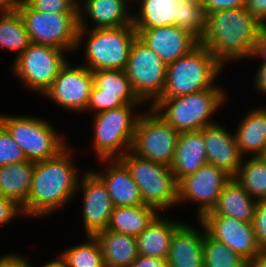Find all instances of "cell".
Wrapping results in <instances>:
<instances>
[{
	"instance_id": "10",
	"label": "cell",
	"mask_w": 266,
	"mask_h": 267,
	"mask_svg": "<svg viewBox=\"0 0 266 267\" xmlns=\"http://www.w3.org/2000/svg\"><path fill=\"white\" fill-rule=\"evenodd\" d=\"M120 160L130 170L144 204L162 212L178 204V182L170 167L139 157L130 150Z\"/></svg>"
},
{
	"instance_id": "16",
	"label": "cell",
	"mask_w": 266,
	"mask_h": 267,
	"mask_svg": "<svg viewBox=\"0 0 266 267\" xmlns=\"http://www.w3.org/2000/svg\"><path fill=\"white\" fill-rule=\"evenodd\" d=\"M92 76L93 87L86 113L91 110L97 114L130 103H143L134 93L124 70H97L92 72Z\"/></svg>"
},
{
	"instance_id": "36",
	"label": "cell",
	"mask_w": 266,
	"mask_h": 267,
	"mask_svg": "<svg viewBox=\"0 0 266 267\" xmlns=\"http://www.w3.org/2000/svg\"><path fill=\"white\" fill-rule=\"evenodd\" d=\"M31 8L44 13H79L74 0H24Z\"/></svg>"
},
{
	"instance_id": "23",
	"label": "cell",
	"mask_w": 266,
	"mask_h": 267,
	"mask_svg": "<svg viewBox=\"0 0 266 267\" xmlns=\"http://www.w3.org/2000/svg\"><path fill=\"white\" fill-rule=\"evenodd\" d=\"M198 221L203 230L191 227L192 225L184 222L174 232L166 259L168 267H204L203 240L205 226L199 219Z\"/></svg>"
},
{
	"instance_id": "12",
	"label": "cell",
	"mask_w": 266,
	"mask_h": 267,
	"mask_svg": "<svg viewBox=\"0 0 266 267\" xmlns=\"http://www.w3.org/2000/svg\"><path fill=\"white\" fill-rule=\"evenodd\" d=\"M124 72L134 93L148 107L162 96L167 65L138 37L134 40Z\"/></svg>"
},
{
	"instance_id": "30",
	"label": "cell",
	"mask_w": 266,
	"mask_h": 267,
	"mask_svg": "<svg viewBox=\"0 0 266 267\" xmlns=\"http://www.w3.org/2000/svg\"><path fill=\"white\" fill-rule=\"evenodd\" d=\"M34 167L35 163L29 160L0 166V196L23 205L30 192Z\"/></svg>"
},
{
	"instance_id": "3",
	"label": "cell",
	"mask_w": 266,
	"mask_h": 267,
	"mask_svg": "<svg viewBox=\"0 0 266 267\" xmlns=\"http://www.w3.org/2000/svg\"><path fill=\"white\" fill-rule=\"evenodd\" d=\"M226 92L213 87L177 97H160L151 108L179 133L199 131L217 123L211 117L226 103Z\"/></svg>"
},
{
	"instance_id": "21",
	"label": "cell",
	"mask_w": 266,
	"mask_h": 267,
	"mask_svg": "<svg viewBox=\"0 0 266 267\" xmlns=\"http://www.w3.org/2000/svg\"><path fill=\"white\" fill-rule=\"evenodd\" d=\"M108 164L105 171H94L105 183L114 207L143 205L138 185L132 179L130 170L120 159H101ZM107 162V163H106Z\"/></svg>"
},
{
	"instance_id": "37",
	"label": "cell",
	"mask_w": 266,
	"mask_h": 267,
	"mask_svg": "<svg viewBox=\"0 0 266 267\" xmlns=\"http://www.w3.org/2000/svg\"><path fill=\"white\" fill-rule=\"evenodd\" d=\"M253 227L261 250L266 252V199L257 201Z\"/></svg>"
},
{
	"instance_id": "22",
	"label": "cell",
	"mask_w": 266,
	"mask_h": 267,
	"mask_svg": "<svg viewBox=\"0 0 266 267\" xmlns=\"http://www.w3.org/2000/svg\"><path fill=\"white\" fill-rule=\"evenodd\" d=\"M132 1L133 0H85L81 2L78 7L79 26L87 27V23L90 20L94 23L91 29L114 28L132 24L134 13L131 12V7L128 5ZM84 14H86L87 17Z\"/></svg>"
},
{
	"instance_id": "24",
	"label": "cell",
	"mask_w": 266,
	"mask_h": 267,
	"mask_svg": "<svg viewBox=\"0 0 266 267\" xmlns=\"http://www.w3.org/2000/svg\"><path fill=\"white\" fill-rule=\"evenodd\" d=\"M206 163L208 161L203 129L180 133L174 158L170 165L177 182L188 175L196 173Z\"/></svg>"
},
{
	"instance_id": "14",
	"label": "cell",
	"mask_w": 266,
	"mask_h": 267,
	"mask_svg": "<svg viewBox=\"0 0 266 267\" xmlns=\"http://www.w3.org/2000/svg\"><path fill=\"white\" fill-rule=\"evenodd\" d=\"M92 87V71L83 64L73 66L67 61L43 95L71 113L84 114Z\"/></svg>"
},
{
	"instance_id": "28",
	"label": "cell",
	"mask_w": 266,
	"mask_h": 267,
	"mask_svg": "<svg viewBox=\"0 0 266 267\" xmlns=\"http://www.w3.org/2000/svg\"><path fill=\"white\" fill-rule=\"evenodd\" d=\"M106 267H130L139 256L136 237L109 229L98 232Z\"/></svg>"
},
{
	"instance_id": "33",
	"label": "cell",
	"mask_w": 266,
	"mask_h": 267,
	"mask_svg": "<svg viewBox=\"0 0 266 267\" xmlns=\"http://www.w3.org/2000/svg\"><path fill=\"white\" fill-rule=\"evenodd\" d=\"M31 44L18 11L0 14V48L17 51L18 57Z\"/></svg>"
},
{
	"instance_id": "19",
	"label": "cell",
	"mask_w": 266,
	"mask_h": 267,
	"mask_svg": "<svg viewBox=\"0 0 266 267\" xmlns=\"http://www.w3.org/2000/svg\"><path fill=\"white\" fill-rule=\"evenodd\" d=\"M138 38L152 49L166 65L189 54L199 41L189 32L175 26L135 28Z\"/></svg>"
},
{
	"instance_id": "46",
	"label": "cell",
	"mask_w": 266,
	"mask_h": 267,
	"mask_svg": "<svg viewBox=\"0 0 266 267\" xmlns=\"http://www.w3.org/2000/svg\"><path fill=\"white\" fill-rule=\"evenodd\" d=\"M246 267H266V252H261L253 260L247 262Z\"/></svg>"
},
{
	"instance_id": "48",
	"label": "cell",
	"mask_w": 266,
	"mask_h": 267,
	"mask_svg": "<svg viewBox=\"0 0 266 267\" xmlns=\"http://www.w3.org/2000/svg\"><path fill=\"white\" fill-rule=\"evenodd\" d=\"M81 1L83 2V1H85V0H75V3H76V5L79 7V5L81 4Z\"/></svg>"
},
{
	"instance_id": "35",
	"label": "cell",
	"mask_w": 266,
	"mask_h": 267,
	"mask_svg": "<svg viewBox=\"0 0 266 267\" xmlns=\"http://www.w3.org/2000/svg\"><path fill=\"white\" fill-rule=\"evenodd\" d=\"M21 148L8 130L0 123V166L26 161Z\"/></svg>"
},
{
	"instance_id": "17",
	"label": "cell",
	"mask_w": 266,
	"mask_h": 267,
	"mask_svg": "<svg viewBox=\"0 0 266 267\" xmlns=\"http://www.w3.org/2000/svg\"><path fill=\"white\" fill-rule=\"evenodd\" d=\"M80 190L85 235L95 236L107 228L114 205L105 183L92 169L81 173L77 192Z\"/></svg>"
},
{
	"instance_id": "18",
	"label": "cell",
	"mask_w": 266,
	"mask_h": 267,
	"mask_svg": "<svg viewBox=\"0 0 266 267\" xmlns=\"http://www.w3.org/2000/svg\"><path fill=\"white\" fill-rule=\"evenodd\" d=\"M199 220L211 237L224 243L247 262L263 252L257 242L253 223L224 215H203Z\"/></svg>"
},
{
	"instance_id": "9",
	"label": "cell",
	"mask_w": 266,
	"mask_h": 267,
	"mask_svg": "<svg viewBox=\"0 0 266 267\" xmlns=\"http://www.w3.org/2000/svg\"><path fill=\"white\" fill-rule=\"evenodd\" d=\"M17 11L21 15L31 43L48 45L72 53L79 34V13H44L20 0Z\"/></svg>"
},
{
	"instance_id": "4",
	"label": "cell",
	"mask_w": 266,
	"mask_h": 267,
	"mask_svg": "<svg viewBox=\"0 0 266 267\" xmlns=\"http://www.w3.org/2000/svg\"><path fill=\"white\" fill-rule=\"evenodd\" d=\"M89 25V26H88ZM80 27L77 46L84 42V66L92 72L97 70H124L134 40L138 37L133 23L114 28L91 29Z\"/></svg>"
},
{
	"instance_id": "41",
	"label": "cell",
	"mask_w": 266,
	"mask_h": 267,
	"mask_svg": "<svg viewBox=\"0 0 266 267\" xmlns=\"http://www.w3.org/2000/svg\"><path fill=\"white\" fill-rule=\"evenodd\" d=\"M130 267H168L166 259L140 255L132 262Z\"/></svg>"
},
{
	"instance_id": "43",
	"label": "cell",
	"mask_w": 266,
	"mask_h": 267,
	"mask_svg": "<svg viewBox=\"0 0 266 267\" xmlns=\"http://www.w3.org/2000/svg\"><path fill=\"white\" fill-rule=\"evenodd\" d=\"M256 58L266 63V24H262L257 40V47L251 59Z\"/></svg>"
},
{
	"instance_id": "34",
	"label": "cell",
	"mask_w": 266,
	"mask_h": 267,
	"mask_svg": "<svg viewBox=\"0 0 266 267\" xmlns=\"http://www.w3.org/2000/svg\"><path fill=\"white\" fill-rule=\"evenodd\" d=\"M204 267H246L247 261L224 243L211 237L206 230L203 240Z\"/></svg>"
},
{
	"instance_id": "8",
	"label": "cell",
	"mask_w": 266,
	"mask_h": 267,
	"mask_svg": "<svg viewBox=\"0 0 266 267\" xmlns=\"http://www.w3.org/2000/svg\"><path fill=\"white\" fill-rule=\"evenodd\" d=\"M34 116L0 114V123L19 145L25 158L35 163L57 156L69 143L51 122Z\"/></svg>"
},
{
	"instance_id": "5",
	"label": "cell",
	"mask_w": 266,
	"mask_h": 267,
	"mask_svg": "<svg viewBox=\"0 0 266 267\" xmlns=\"http://www.w3.org/2000/svg\"><path fill=\"white\" fill-rule=\"evenodd\" d=\"M224 68L210 50L200 44L189 54L167 65L166 83L161 97H177L204 91L216 85Z\"/></svg>"
},
{
	"instance_id": "32",
	"label": "cell",
	"mask_w": 266,
	"mask_h": 267,
	"mask_svg": "<svg viewBox=\"0 0 266 267\" xmlns=\"http://www.w3.org/2000/svg\"><path fill=\"white\" fill-rule=\"evenodd\" d=\"M87 241L71 246L58 257L66 267H106L101 245L95 236L87 235Z\"/></svg>"
},
{
	"instance_id": "2",
	"label": "cell",
	"mask_w": 266,
	"mask_h": 267,
	"mask_svg": "<svg viewBox=\"0 0 266 267\" xmlns=\"http://www.w3.org/2000/svg\"><path fill=\"white\" fill-rule=\"evenodd\" d=\"M261 25L246 6L206 13L199 44L225 68V63L252 58Z\"/></svg>"
},
{
	"instance_id": "38",
	"label": "cell",
	"mask_w": 266,
	"mask_h": 267,
	"mask_svg": "<svg viewBox=\"0 0 266 267\" xmlns=\"http://www.w3.org/2000/svg\"><path fill=\"white\" fill-rule=\"evenodd\" d=\"M19 214L25 217L22 205L15 199L0 196V227L13 221Z\"/></svg>"
},
{
	"instance_id": "6",
	"label": "cell",
	"mask_w": 266,
	"mask_h": 267,
	"mask_svg": "<svg viewBox=\"0 0 266 267\" xmlns=\"http://www.w3.org/2000/svg\"><path fill=\"white\" fill-rule=\"evenodd\" d=\"M144 103H130L123 107L94 114L93 150L96 158L120 159L132 144L136 125L141 113L135 111Z\"/></svg>"
},
{
	"instance_id": "27",
	"label": "cell",
	"mask_w": 266,
	"mask_h": 267,
	"mask_svg": "<svg viewBox=\"0 0 266 267\" xmlns=\"http://www.w3.org/2000/svg\"><path fill=\"white\" fill-rule=\"evenodd\" d=\"M234 133L243 156H262L266 149V107L252 108Z\"/></svg>"
},
{
	"instance_id": "29",
	"label": "cell",
	"mask_w": 266,
	"mask_h": 267,
	"mask_svg": "<svg viewBox=\"0 0 266 267\" xmlns=\"http://www.w3.org/2000/svg\"><path fill=\"white\" fill-rule=\"evenodd\" d=\"M159 212L147 204L114 207L106 229L136 237L152 223Z\"/></svg>"
},
{
	"instance_id": "20",
	"label": "cell",
	"mask_w": 266,
	"mask_h": 267,
	"mask_svg": "<svg viewBox=\"0 0 266 267\" xmlns=\"http://www.w3.org/2000/svg\"><path fill=\"white\" fill-rule=\"evenodd\" d=\"M203 138L208 163L234 178L245 158L237 145L235 134L224 125L215 123L203 128Z\"/></svg>"
},
{
	"instance_id": "7",
	"label": "cell",
	"mask_w": 266,
	"mask_h": 267,
	"mask_svg": "<svg viewBox=\"0 0 266 267\" xmlns=\"http://www.w3.org/2000/svg\"><path fill=\"white\" fill-rule=\"evenodd\" d=\"M136 3L139 13L133 14L134 28L176 25L198 41L202 39L205 13L200 0H137Z\"/></svg>"
},
{
	"instance_id": "15",
	"label": "cell",
	"mask_w": 266,
	"mask_h": 267,
	"mask_svg": "<svg viewBox=\"0 0 266 267\" xmlns=\"http://www.w3.org/2000/svg\"><path fill=\"white\" fill-rule=\"evenodd\" d=\"M232 179L225 171L210 163L178 182V206L185 201L198 205L197 219L212 210L223 187Z\"/></svg>"
},
{
	"instance_id": "40",
	"label": "cell",
	"mask_w": 266,
	"mask_h": 267,
	"mask_svg": "<svg viewBox=\"0 0 266 267\" xmlns=\"http://www.w3.org/2000/svg\"><path fill=\"white\" fill-rule=\"evenodd\" d=\"M28 258L21 254L7 253L0 257V267H33Z\"/></svg>"
},
{
	"instance_id": "11",
	"label": "cell",
	"mask_w": 266,
	"mask_h": 267,
	"mask_svg": "<svg viewBox=\"0 0 266 267\" xmlns=\"http://www.w3.org/2000/svg\"><path fill=\"white\" fill-rule=\"evenodd\" d=\"M145 111L138 119L130 151L139 157L170 167L180 133L151 107Z\"/></svg>"
},
{
	"instance_id": "13",
	"label": "cell",
	"mask_w": 266,
	"mask_h": 267,
	"mask_svg": "<svg viewBox=\"0 0 266 267\" xmlns=\"http://www.w3.org/2000/svg\"><path fill=\"white\" fill-rule=\"evenodd\" d=\"M65 52L52 46L31 43L15 57L11 70L32 92L43 95L68 61Z\"/></svg>"
},
{
	"instance_id": "45",
	"label": "cell",
	"mask_w": 266,
	"mask_h": 267,
	"mask_svg": "<svg viewBox=\"0 0 266 267\" xmlns=\"http://www.w3.org/2000/svg\"><path fill=\"white\" fill-rule=\"evenodd\" d=\"M20 0H0V13L6 14L17 11Z\"/></svg>"
},
{
	"instance_id": "39",
	"label": "cell",
	"mask_w": 266,
	"mask_h": 267,
	"mask_svg": "<svg viewBox=\"0 0 266 267\" xmlns=\"http://www.w3.org/2000/svg\"><path fill=\"white\" fill-rule=\"evenodd\" d=\"M204 13L246 6V0H200Z\"/></svg>"
},
{
	"instance_id": "49",
	"label": "cell",
	"mask_w": 266,
	"mask_h": 267,
	"mask_svg": "<svg viewBox=\"0 0 266 267\" xmlns=\"http://www.w3.org/2000/svg\"><path fill=\"white\" fill-rule=\"evenodd\" d=\"M262 157L266 160V149H265V151H264Z\"/></svg>"
},
{
	"instance_id": "47",
	"label": "cell",
	"mask_w": 266,
	"mask_h": 267,
	"mask_svg": "<svg viewBox=\"0 0 266 267\" xmlns=\"http://www.w3.org/2000/svg\"><path fill=\"white\" fill-rule=\"evenodd\" d=\"M42 267H66L64 262L57 256L51 261H47Z\"/></svg>"
},
{
	"instance_id": "31",
	"label": "cell",
	"mask_w": 266,
	"mask_h": 267,
	"mask_svg": "<svg viewBox=\"0 0 266 267\" xmlns=\"http://www.w3.org/2000/svg\"><path fill=\"white\" fill-rule=\"evenodd\" d=\"M246 158L234 179L253 199H266V160L262 156Z\"/></svg>"
},
{
	"instance_id": "26",
	"label": "cell",
	"mask_w": 266,
	"mask_h": 267,
	"mask_svg": "<svg viewBox=\"0 0 266 267\" xmlns=\"http://www.w3.org/2000/svg\"><path fill=\"white\" fill-rule=\"evenodd\" d=\"M159 214L136 236L138 253L147 257L167 259L174 232L184 223Z\"/></svg>"
},
{
	"instance_id": "44",
	"label": "cell",
	"mask_w": 266,
	"mask_h": 267,
	"mask_svg": "<svg viewBox=\"0 0 266 267\" xmlns=\"http://www.w3.org/2000/svg\"><path fill=\"white\" fill-rule=\"evenodd\" d=\"M256 74L254 75L256 89L262 94H266V63L261 61Z\"/></svg>"
},
{
	"instance_id": "25",
	"label": "cell",
	"mask_w": 266,
	"mask_h": 267,
	"mask_svg": "<svg viewBox=\"0 0 266 267\" xmlns=\"http://www.w3.org/2000/svg\"><path fill=\"white\" fill-rule=\"evenodd\" d=\"M257 200L253 199L243 186L232 178L218 197L216 205L204 215H224L253 223Z\"/></svg>"
},
{
	"instance_id": "42",
	"label": "cell",
	"mask_w": 266,
	"mask_h": 267,
	"mask_svg": "<svg viewBox=\"0 0 266 267\" xmlns=\"http://www.w3.org/2000/svg\"><path fill=\"white\" fill-rule=\"evenodd\" d=\"M246 7L262 24H266V0H246Z\"/></svg>"
},
{
	"instance_id": "1",
	"label": "cell",
	"mask_w": 266,
	"mask_h": 267,
	"mask_svg": "<svg viewBox=\"0 0 266 267\" xmlns=\"http://www.w3.org/2000/svg\"><path fill=\"white\" fill-rule=\"evenodd\" d=\"M68 145L57 156L35 162L31 188L22 205L27 217L44 218L74 200L81 174Z\"/></svg>"
}]
</instances>
